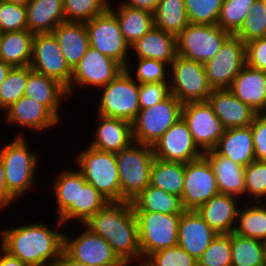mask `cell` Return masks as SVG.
<instances>
[{"label":"cell","mask_w":266,"mask_h":266,"mask_svg":"<svg viewBox=\"0 0 266 266\" xmlns=\"http://www.w3.org/2000/svg\"><path fill=\"white\" fill-rule=\"evenodd\" d=\"M84 225L106 240L125 264L136 258L142 260L138 224L131 202H109Z\"/></svg>","instance_id":"6da1fadb"},{"label":"cell","mask_w":266,"mask_h":266,"mask_svg":"<svg viewBox=\"0 0 266 266\" xmlns=\"http://www.w3.org/2000/svg\"><path fill=\"white\" fill-rule=\"evenodd\" d=\"M2 236L1 248L27 266H51L63 253L64 235L49 230L42 223L15 227L3 231ZM48 260L51 262L47 263Z\"/></svg>","instance_id":"7a4b0ae2"},{"label":"cell","mask_w":266,"mask_h":266,"mask_svg":"<svg viewBox=\"0 0 266 266\" xmlns=\"http://www.w3.org/2000/svg\"><path fill=\"white\" fill-rule=\"evenodd\" d=\"M154 158L153 146L142 143H135L116 153L120 202H131L150 184Z\"/></svg>","instance_id":"3957f363"},{"label":"cell","mask_w":266,"mask_h":266,"mask_svg":"<svg viewBox=\"0 0 266 266\" xmlns=\"http://www.w3.org/2000/svg\"><path fill=\"white\" fill-rule=\"evenodd\" d=\"M79 171L109 202H120V180L116 153L88 147L77 158Z\"/></svg>","instance_id":"277c9868"},{"label":"cell","mask_w":266,"mask_h":266,"mask_svg":"<svg viewBox=\"0 0 266 266\" xmlns=\"http://www.w3.org/2000/svg\"><path fill=\"white\" fill-rule=\"evenodd\" d=\"M181 103L170 94L156 105L140 109L132 122L134 142L153 146L182 117Z\"/></svg>","instance_id":"5b68a950"},{"label":"cell","mask_w":266,"mask_h":266,"mask_svg":"<svg viewBox=\"0 0 266 266\" xmlns=\"http://www.w3.org/2000/svg\"><path fill=\"white\" fill-rule=\"evenodd\" d=\"M126 67L114 80L101 87L98 114L109 118H120L133 122L140 111L139 83L133 80Z\"/></svg>","instance_id":"8992f818"},{"label":"cell","mask_w":266,"mask_h":266,"mask_svg":"<svg viewBox=\"0 0 266 266\" xmlns=\"http://www.w3.org/2000/svg\"><path fill=\"white\" fill-rule=\"evenodd\" d=\"M138 224L142 259L155 251L178 245L181 215L158 212H134Z\"/></svg>","instance_id":"52a82bcc"},{"label":"cell","mask_w":266,"mask_h":266,"mask_svg":"<svg viewBox=\"0 0 266 266\" xmlns=\"http://www.w3.org/2000/svg\"><path fill=\"white\" fill-rule=\"evenodd\" d=\"M230 35L217 24L189 23L177 36V55L206 64Z\"/></svg>","instance_id":"ba28073f"},{"label":"cell","mask_w":266,"mask_h":266,"mask_svg":"<svg viewBox=\"0 0 266 266\" xmlns=\"http://www.w3.org/2000/svg\"><path fill=\"white\" fill-rule=\"evenodd\" d=\"M23 135L0 150L8 191L17 199L33 183L37 157L27 148Z\"/></svg>","instance_id":"9c48e42d"},{"label":"cell","mask_w":266,"mask_h":266,"mask_svg":"<svg viewBox=\"0 0 266 266\" xmlns=\"http://www.w3.org/2000/svg\"><path fill=\"white\" fill-rule=\"evenodd\" d=\"M85 27L91 47L118 61L124 68L128 67L130 45L121 32L116 16L109 9L85 22Z\"/></svg>","instance_id":"30bf717a"},{"label":"cell","mask_w":266,"mask_h":266,"mask_svg":"<svg viewBox=\"0 0 266 266\" xmlns=\"http://www.w3.org/2000/svg\"><path fill=\"white\" fill-rule=\"evenodd\" d=\"M170 65L173 73L170 94L181 103L208 100L213 88L208 82L204 64L177 55Z\"/></svg>","instance_id":"8fae6325"},{"label":"cell","mask_w":266,"mask_h":266,"mask_svg":"<svg viewBox=\"0 0 266 266\" xmlns=\"http://www.w3.org/2000/svg\"><path fill=\"white\" fill-rule=\"evenodd\" d=\"M204 65L213 89L229 88L246 65V44L236 35H230L218 53Z\"/></svg>","instance_id":"7c38bea8"},{"label":"cell","mask_w":266,"mask_h":266,"mask_svg":"<svg viewBox=\"0 0 266 266\" xmlns=\"http://www.w3.org/2000/svg\"><path fill=\"white\" fill-rule=\"evenodd\" d=\"M182 118L202 153L215 149L225 128L208 101L183 103Z\"/></svg>","instance_id":"4fadbf2b"},{"label":"cell","mask_w":266,"mask_h":266,"mask_svg":"<svg viewBox=\"0 0 266 266\" xmlns=\"http://www.w3.org/2000/svg\"><path fill=\"white\" fill-rule=\"evenodd\" d=\"M30 67L59 81L66 88L70 86L72 69L67 64L53 33L34 34Z\"/></svg>","instance_id":"5bb4252c"},{"label":"cell","mask_w":266,"mask_h":266,"mask_svg":"<svg viewBox=\"0 0 266 266\" xmlns=\"http://www.w3.org/2000/svg\"><path fill=\"white\" fill-rule=\"evenodd\" d=\"M220 193L214 171L208 160L201 158L185 164L181 202L185 210H196Z\"/></svg>","instance_id":"9a60e30c"},{"label":"cell","mask_w":266,"mask_h":266,"mask_svg":"<svg viewBox=\"0 0 266 266\" xmlns=\"http://www.w3.org/2000/svg\"><path fill=\"white\" fill-rule=\"evenodd\" d=\"M63 252L72 260L88 266H123L125 263L109 243L90 229L73 240L64 235Z\"/></svg>","instance_id":"2e32d148"},{"label":"cell","mask_w":266,"mask_h":266,"mask_svg":"<svg viewBox=\"0 0 266 266\" xmlns=\"http://www.w3.org/2000/svg\"><path fill=\"white\" fill-rule=\"evenodd\" d=\"M124 69L118 61L90 46L80 62L72 70L70 86L67 88V92L69 95L72 92V83L78 86H106Z\"/></svg>","instance_id":"e0dca14e"},{"label":"cell","mask_w":266,"mask_h":266,"mask_svg":"<svg viewBox=\"0 0 266 266\" xmlns=\"http://www.w3.org/2000/svg\"><path fill=\"white\" fill-rule=\"evenodd\" d=\"M153 152L157 159L184 164L203 156L182 117L153 145Z\"/></svg>","instance_id":"ac0fdd59"},{"label":"cell","mask_w":266,"mask_h":266,"mask_svg":"<svg viewBox=\"0 0 266 266\" xmlns=\"http://www.w3.org/2000/svg\"><path fill=\"white\" fill-rule=\"evenodd\" d=\"M207 101L225 129L250 126L258 114L228 88L213 89Z\"/></svg>","instance_id":"d6986e66"},{"label":"cell","mask_w":266,"mask_h":266,"mask_svg":"<svg viewBox=\"0 0 266 266\" xmlns=\"http://www.w3.org/2000/svg\"><path fill=\"white\" fill-rule=\"evenodd\" d=\"M218 234L194 210L180 217L178 245L198 260Z\"/></svg>","instance_id":"ffe728a7"},{"label":"cell","mask_w":266,"mask_h":266,"mask_svg":"<svg viewBox=\"0 0 266 266\" xmlns=\"http://www.w3.org/2000/svg\"><path fill=\"white\" fill-rule=\"evenodd\" d=\"M228 89L258 114L266 113V73L246 64Z\"/></svg>","instance_id":"44dd1931"},{"label":"cell","mask_w":266,"mask_h":266,"mask_svg":"<svg viewBox=\"0 0 266 266\" xmlns=\"http://www.w3.org/2000/svg\"><path fill=\"white\" fill-rule=\"evenodd\" d=\"M236 197L218 193L199 206L197 214L217 233L230 234L235 230Z\"/></svg>","instance_id":"7402d4cb"},{"label":"cell","mask_w":266,"mask_h":266,"mask_svg":"<svg viewBox=\"0 0 266 266\" xmlns=\"http://www.w3.org/2000/svg\"><path fill=\"white\" fill-rule=\"evenodd\" d=\"M67 64L73 70L90 47L84 22L64 21L52 31Z\"/></svg>","instance_id":"603a6c76"},{"label":"cell","mask_w":266,"mask_h":266,"mask_svg":"<svg viewBox=\"0 0 266 266\" xmlns=\"http://www.w3.org/2000/svg\"><path fill=\"white\" fill-rule=\"evenodd\" d=\"M100 124L96 131V137L90 145L101 151L117 153L134 143L132 123L120 119L98 115Z\"/></svg>","instance_id":"cb8c5ba5"},{"label":"cell","mask_w":266,"mask_h":266,"mask_svg":"<svg viewBox=\"0 0 266 266\" xmlns=\"http://www.w3.org/2000/svg\"><path fill=\"white\" fill-rule=\"evenodd\" d=\"M138 58L159 60L171 64L177 56V37L152 27L130 46Z\"/></svg>","instance_id":"d4e9b609"},{"label":"cell","mask_w":266,"mask_h":266,"mask_svg":"<svg viewBox=\"0 0 266 266\" xmlns=\"http://www.w3.org/2000/svg\"><path fill=\"white\" fill-rule=\"evenodd\" d=\"M214 150L219 155L246 167L256 160L251 126L225 129Z\"/></svg>","instance_id":"484cf974"},{"label":"cell","mask_w":266,"mask_h":266,"mask_svg":"<svg viewBox=\"0 0 266 266\" xmlns=\"http://www.w3.org/2000/svg\"><path fill=\"white\" fill-rule=\"evenodd\" d=\"M203 156L214 171L220 193L233 196L245 194V167L219 155L215 150L206 151Z\"/></svg>","instance_id":"4316f807"},{"label":"cell","mask_w":266,"mask_h":266,"mask_svg":"<svg viewBox=\"0 0 266 266\" xmlns=\"http://www.w3.org/2000/svg\"><path fill=\"white\" fill-rule=\"evenodd\" d=\"M6 110L8 122L32 128V130L48 129L59 122L44 105L24 95Z\"/></svg>","instance_id":"83f0119b"},{"label":"cell","mask_w":266,"mask_h":266,"mask_svg":"<svg viewBox=\"0 0 266 266\" xmlns=\"http://www.w3.org/2000/svg\"><path fill=\"white\" fill-rule=\"evenodd\" d=\"M69 95L59 81L32 70L29 73L24 96L44 105L59 120L61 97Z\"/></svg>","instance_id":"f1b7e54d"},{"label":"cell","mask_w":266,"mask_h":266,"mask_svg":"<svg viewBox=\"0 0 266 266\" xmlns=\"http://www.w3.org/2000/svg\"><path fill=\"white\" fill-rule=\"evenodd\" d=\"M28 30L52 33L65 20L63 0H31L26 6Z\"/></svg>","instance_id":"f546056e"},{"label":"cell","mask_w":266,"mask_h":266,"mask_svg":"<svg viewBox=\"0 0 266 266\" xmlns=\"http://www.w3.org/2000/svg\"><path fill=\"white\" fill-rule=\"evenodd\" d=\"M33 37L28 29L0 33V60L12 67L29 66Z\"/></svg>","instance_id":"4dcf8cb0"},{"label":"cell","mask_w":266,"mask_h":266,"mask_svg":"<svg viewBox=\"0 0 266 266\" xmlns=\"http://www.w3.org/2000/svg\"><path fill=\"white\" fill-rule=\"evenodd\" d=\"M131 203L134 212L181 215L185 211L181 197L153 187L150 184Z\"/></svg>","instance_id":"1f68e13d"},{"label":"cell","mask_w":266,"mask_h":266,"mask_svg":"<svg viewBox=\"0 0 266 266\" xmlns=\"http://www.w3.org/2000/svg\"><path fill=\"white\" fill-rule=\"evenodd\" d=\"M84 175L79 171L65 170L54 183V190L59 210V225L76 218L77 184H85Z\"/></svg>","instance_id":"d6a6232c"},{"label":"cell","mask_w":266,"mask_h":266,"mask_svg":"<svg viewBox=\"0 0 266 266\" xmlns=\"http://www.w3.org/2000/svg\"><path fill=\"white\" fill-rule=\"evenodd\" d=\"M108 9L116 16L121 32L130 46L154 26L153 13L149 11L132 8L122 3L117 13L110 4Z\"/></svg>","instance_id":"836d02e7"},{"label":"cell","mask_w":266,"mask_h":266,"mask_svg":"<svg viewBox=\"0 0 266 266\" xmlns=\"http://www.w3.org/2000/svg\"><path fill=\"white\" fill-rule=\"evenodd\" d=\"M184 177V163L154 158L150 178V185L153 187L181 197L184 188Z\"/></svg>","instance_id":"e575fe53"},{"label":"cell","mask_w":266,"mask_h":266,"mask_svg":"<svg viewBox=\"0 0 266 266\" xmlns=\"http://www.w3.org/2000/svg\"><path fill=\"white\" fill-rule=\"evenodd\" d=\"M153 20L154 27L177 37L189 24L184 0H160Z\"/></svg>","instance_id":"d590c367"},{"label":"cell","mask_w":266,"mask_h":266,"mask_svg":"<svg viewBox=\"0 0 266 266\" xmlns=\"http://www.w3.org/2000/svg\"><path fill=\"white\" fill-rule=\"evenodd\" d=\"M252 205L238 210L237 218L240 219L239 226L235 227L234 233L239 236L266 241V207Z\"/></svg>","instance_id":"8d00e7d4"},{"label":"cell","mask_w":266,"mask_h":266,"mask_svg":"<svg viewBox=\"0 0 266 266\" xmlns=\"http://www.w3.org/2000/svg\"><path fill=\"white\" fill-rule=\"evenodd\" d=\"M263 242L231 233V266H262Z\"/></svg>","instance_id":"74e56055"},{"label":"cell","mask_w":266,"mask_h":266,"mask_svg":"<svg viewBox=\"0 0 266 266\" xmlns=\"http://www.w3.org/2000/svg\"><path fill=\"white\" fill-rule=\"evenodd\" d=\"M32 71L30 65L23 67H12L7 77L0 85V108L5 111L18 101L26 88L29 73Z\"/></svg>","instance_id":"f35d334b"},{"label":"cell","mask_w":266,"mask_h":266,"mask_svg":"<svg viewBox=\"0 0 266 266\" xmlns=\"http://www.w3.org/2000/svg\"><path fill=\"white\" fill-rule=\"evenodd\" d=\"M108 203L109 201L90 183L77 184L76 218L83 224Z\"/></svg>","instance_id":"ab89813d"},{"label":"cell","mask_w":266,"mask_h":266,"mask_svg":"<svg viewBox=\"0 0 266 266\" xmlns=\"http://www.w3.org/2000/svg\"><path fill=\"white\" fill-rule=\"evenodd\" d=\"M234 35L244 43L266 37V0L254 1L250 8V13Z\"/></svg>","instance_id":"60d3db41"},{"label":"cell","mask_w":266,"mask_h":266,"mask_svg":"<svg viewBox=\"0 0 266 266\" xmlns=\"http://www.w3.org/2000/svg\"><path fill=\"white\" fill-rule=\"evenodd\" d=\"M255 0H223L217 25L234 35L241 27Z\"/></svg>","instance_id":"b9f144b4"},{"label":"cell","mask_w":266,"mask_h":266,"mask_svg":"<svg viewBox=\"0 0 266 266\" xmlns=\"http://www.w3.org/2000/svg\"><path fill=\"white\" fill-rule=\"evenodd\" d=\"M107 0H63L66 21L87 22L104 13L109 6Z\"/></svg>","instance_id":"7bdbcfd3"},{"label":"cell","mask_w":266,"mask_h":266,"mask_svg":"<svg viewBox=\"0 0 266 266\" xmlns=\"http://www.w3.org/2000/svg\"><path fill=\"white\" fill-rule=\"evenodd\" d=\"M189 23L217 24L223 0H184Z\"/></svg>","instance_id":"ee69618b"},{"label":"cell","mask_w":266,"mask_h":266,"mask_svg":"<svg viewBox=\"0 0 266 266\" xmlns=\"http://www.w3.org/2000/svg\"><path fill=\"white\" fill-rule=\"evenodd\" d=\"M199 266H231V233L218 234L198 259Z\"/></svg>","instance_id":"f6af8a7d"},{"label":"cell","mask_w":266,"mask_h":266,"mask_svg":"<svg viewBox=\"0 0 266 266\" xmlns=\"http://www.w3.org/2000/svg\"><path fill=\"white\" fill-rule=\"evenodd\" d=\"M144 260L150 266H197L198 260L187 253L180 245L153 252ZM147 259V260H146Z\"/></svg>","instance_id":"bcb514c9"},{"label":"cell","mask_w":266,"mask_h":266,"mask_svg":"<svg viewBox=\"0 0 266 266\" xmlns=\"http://www.w3.org/2000/svg\"><path fill=\"white\" fill-rule=\"evenodd\" d=\"M26 29H28L26 7L0 0V33Z\"/></svg>","instance_id":"7dc6e473"},{"label":"cell","mask_w":266,"mask_h":266,"mask_svg":"<svg viewBox=\"0 0 266 266\" xmlns=\"http://www.w3.org/2000/svg\"><path fill=\"white\" fill-rule=\"evenodd\" d=\"M245 193L256 198V203L266 197V162L254 160L245 167ZM261 197V198H260Z\"/></svg>","instance_id":"c3c4849f"},{"label":"cell","mask_w":266,"mask_h":266,"mask_svg":"<svg viewBox=\"0 0 266 266\" xmlns=\"http://www.w3.org/2000/svg\"><path fill=\"white\" fill-rule=\"evenodd\" d=\"M139 59V65L136 71V79L139 84L168 82V80H166L167 76L165 70V65L167 63L153 59Z\"/></svg>","instance_id":"681fc988"},{"label":"cell","mask_w":266,"mask_h":266,"mask_svg":"<svg viewBox=\"0 0 266 266\" xmlns=\"http://www.w3.org/2000/svg\"><path fill=\"white\" fill-rule=\"evenodd\" d=\"M169 82L139 84L140 109L150 108L170 95Z\"/></svg>","instance_id":"f907efd6"},{"label":"cell","mask_w":266,"mask_h":266,"mask_svg":"<svg viewBox=\"0 0 266 266\" xmlns=\"http://www.w3.org/2000/svg\"><path fill=\"white\" fill-rule=\"evenodd\" d=\"M250 126L255 159L266 162V113L257 114Z\"/></svg>","instance_id":"816d5d0a"},{"label":"cell","mask_w":266,"mask_h":266,"mask_svg":"<svg viewBox=\"0 0 266 266\" xmlns=\"http://www.w3.org/2000/svg\"><path fill=\"white\" fill-rule=\"evenodd\" d=\"M246 44V64L266 73V37L253 39Z\"/></svg>","instance_id":"f5cc1de1"},{"label":"cell","mask_w":266,"mask_h":266,"mask_svg":"<svg viewBox=\"0 0 266 266\" xmlns=\"http://www.w3.org/2000/svg\"><path fill=\"white\" fill-rule=\"evenodd\" d=\"M14 199L15 197L7 189L3 160L0 155V207L10 204Z\"/></svg>","instance_id":"db71d44e"},{"label":"cell","mask_w":266,"mask_h":266,"mask_svg":"<svg viewBox=\"0 0 266 266\" xmlns=\"http://www.w3.org/2000/svg\"><path fill=\"white\" fill-rule=\"evenodd\" d=\"M160 0H128L122 4L154 13Z\"/></svg>","instance_id":"11a10c76"},{"label":"cell","mask_w":266,"mask_h":266,"mask_svg":"<svg viewBox=\"0 0 266 266\" xmlns=\"http://www.w3.org/2000/svg\"><path fill=\"white\" fill-rule=\"evenodd\" d=\"M4 255L0 258V266H27L19 258L9 254L2 248Z\"/></svg>","instance_id":"9f6ffc18"},{"label":"cell","mask_w":266,"mask_h":266,"mask_svg":"<svg viewBox=\"0 0 266 266\" xmlns=\"http://www.w3.org/2000/svg\"><path fill=\"white\" fill-rule=\"evenodd\" d=\"M51 266H88L86 264L72 260L64 252L51 264Z\"/></svg>","instance_id":"6f0895ef"},{"label":"cell","mask_w":266,"mask_h":266,"mask_svg":"<svg viewBox=\"0 0 266 266\" xmlns=\"http://www.w3.org/2000/svg\"><path fill=\"white\" fill-rule=\"evenodd\" d=\"M12 66L0 60V85L7 77L9 71L11 70Z\"/></svg>","instance_id":"680465c9"},{"label":"cell","mask_w":266,"mask_h":266,"mask_svg":"<svg viewBox=\"0 0 266 266\" xmlns=\"http://www.w3.org/2000/svg\"><path fill=\"white\" fill-rule=\"evenodd\" d=\"M3 1L26 7L31 0H3Z\"/></svg>","instance_id":"91938a15"},{"label":"cell","mask_w":266,"mask_h":266,"mask_svg":"<svg viewBox=\"0 0 266 266\" xmlns=\"http://www.w3.org/2000/svg\"><path fill=\"white\" fill-rule=\"evenodd\" d=\"M266 266V241H263V265Z\"/></svg>","instance_id":"94428289"},{"label":"cell","mask_w":266,"mask_h":266,"mask_svg":"<svg viewBox=\"0 0 266 266\" xmlns=\"http://www.w3.org/2000/svg\"><path fill=\"white\" fill-rule=\"evenodd\" d=\"M140 266H150L146 261H142Z\"/></svg>","instance_id":"6125c7cd"}]
</instances>
